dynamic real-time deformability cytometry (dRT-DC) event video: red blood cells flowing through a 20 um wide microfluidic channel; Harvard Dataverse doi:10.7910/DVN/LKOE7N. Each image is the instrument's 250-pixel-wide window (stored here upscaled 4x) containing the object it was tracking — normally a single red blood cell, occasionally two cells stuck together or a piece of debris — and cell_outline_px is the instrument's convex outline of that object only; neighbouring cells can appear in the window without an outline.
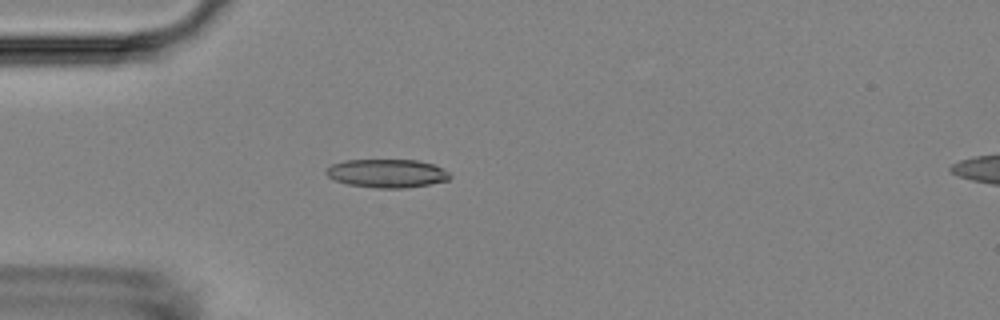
{"species": "Egyptian fruit bat (a non-hibernating species)", "species_latin": "Rousettus aegyptiacus", "temperature_condition": "room temperature", "stored_images_in_passage": 42, "camera_frame_rate_fps": 3000, "um_per_image_px": 0.085, "animal": {"sex": "female"}, "frame": {"image": 1, "passage_image": 3, "time_ms": 0.667, "image_size_px": [1000, 320], "cell_outline_px": [[452, 176], [448, 180], [428, 184], [404, 188], [376, 188], [348, 184], [336, 180], [328, 176], [324, 172], [332, 164], [344, 160], [416, 160], [432, 164], [448, 172]], "centroid_in_image_um": [32.87, 14.73], "position_along_channel_um": 52.1, "area_um2": 20.29}}
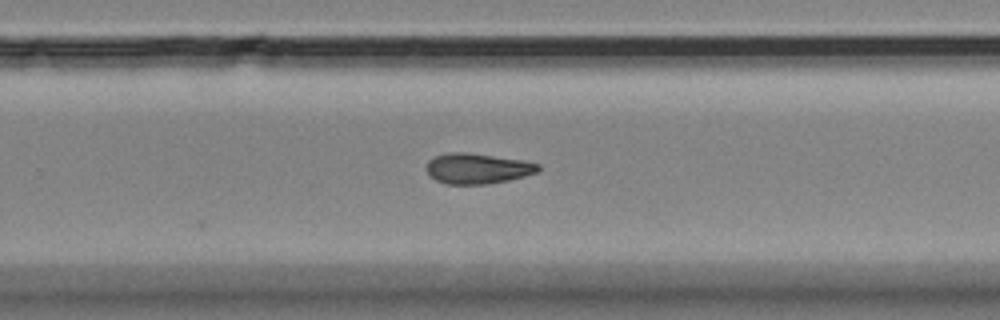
{"frame": {"image": 2, "passage_image": 23, "time_ms": 7.333, "image_size_px": [1000, 320], "cell_outline_px": [[540, 168], [536, 172], [524, 176], [508, 180], [488, 184], [444, 184], [428, 176], [424, 168], [428, 160], [432, 156], [448, 152], [464, 152], [524, 160], [540, 164]], "centroid_in_image_um": [40.5, 14.32], "position_along_channel_um": 289.3, "area_um2": 20.11}}
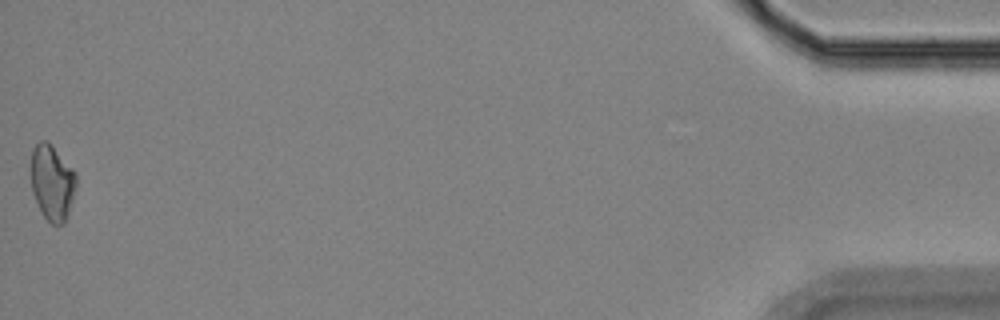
{"frame": {"image": 3, "passage_image": 42, "time_ms": 13.667, "image_size_px": [1000, 320], "cell_outline_px": [[76, 184], [68, 216], [64, 224], [52, 224], [44, 216], [32, 192], [32, 148], [40, 140], [48, 140], [52, 144], [76, 172]], "centroid_in_image_um": [4.45, 15.48], "position_along_channel_um": 430.7, "area_um2": 19.83}, "authors_computed_cell_mechanics": {"area_um2": 19.9121, "velocity_mm_per_s": 3.684, "shape_relaxation_time_tau1_ms": null, "shape_relaxation_time_tau2_ms": 5.8827, "deformation_change_tau1": null, "deformation_change_tau2": 0.1268}}